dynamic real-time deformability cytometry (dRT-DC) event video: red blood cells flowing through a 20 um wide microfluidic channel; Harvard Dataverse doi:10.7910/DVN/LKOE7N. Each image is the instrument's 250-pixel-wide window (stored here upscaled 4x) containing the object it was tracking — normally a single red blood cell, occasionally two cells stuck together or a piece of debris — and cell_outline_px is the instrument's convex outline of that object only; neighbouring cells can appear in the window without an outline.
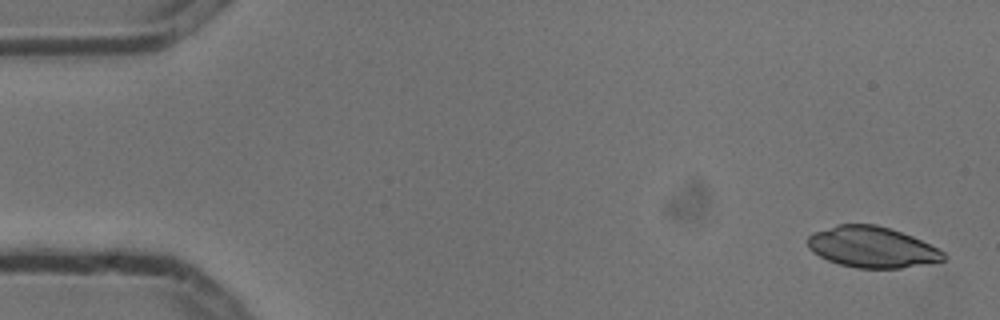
{"species": "common noctule bat (a hibernating species)", "species_latin": "Nyctalus noctula", "temperature_condition": "cold", "stored_images_in_passage": 4, "camera_frame_rate_fps": 3000, "um_per_image_px": 0.085, "animal": {"sex": "male", "body_mass_g": 13.3}, "frame": {"image": 1, "passage_image": 1, "time_ms": 0.0, "image_size_px": [1000, 320], "cell_outline_px": [[948, 256], [944, 260], [900, 268], [856, 268], [840, 264], [828, 260], [820, 256], [808, 248], [808, 236], [812, 232], [836, 224], [876, 224], [912, 236], [944, 252]], "centroid_in_image_um": [74.08, 21.0], "position_along_channel_um": 10.9, "area_um2": 32.19}}